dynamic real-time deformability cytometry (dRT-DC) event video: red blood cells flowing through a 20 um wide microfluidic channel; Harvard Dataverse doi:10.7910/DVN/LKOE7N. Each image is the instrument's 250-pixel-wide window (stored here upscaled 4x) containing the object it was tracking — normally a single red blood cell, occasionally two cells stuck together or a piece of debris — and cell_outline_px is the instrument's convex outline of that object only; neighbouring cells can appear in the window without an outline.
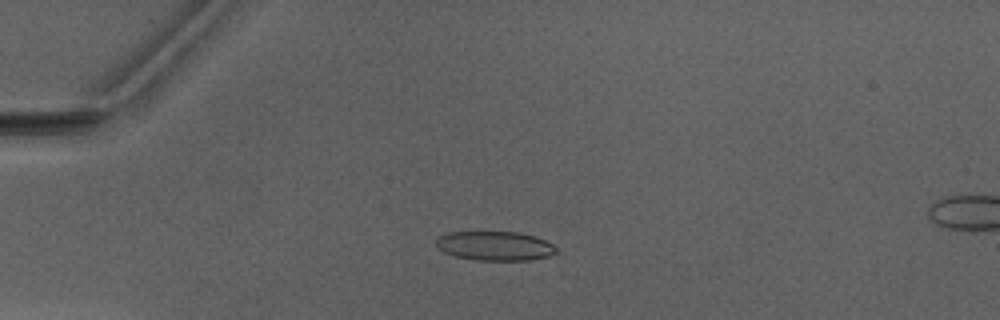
{"species": "Egyptian fruit bat (a non-hibernating species)", "species_latin": "Rousettus aegyptiacus", "temperature_condition": "warm", "stored_images_in_passage": 6, "camera_frame_rate_fps": 3000, "um_per_image_px": 0.085, "animal": {"sex": "male"}, "frame": {"image": 1, "passage_image": 3, "time_ms": 2.0, "image_size_px": [1000, 320], "cell_outline_px": [[556, 252], [548, 256], [532, 260], [476, 260], [456, 256], [444, 252], [436, 248], [436, 240], [440, 236], [448, 232], [516, 232], [532, 236], [544, 240], [552, 244], [556, 248]], "centroid_in_image_um": [42.03, 20.9], "position_along_channel_um": 43.0, "area_um2": 20.29}}
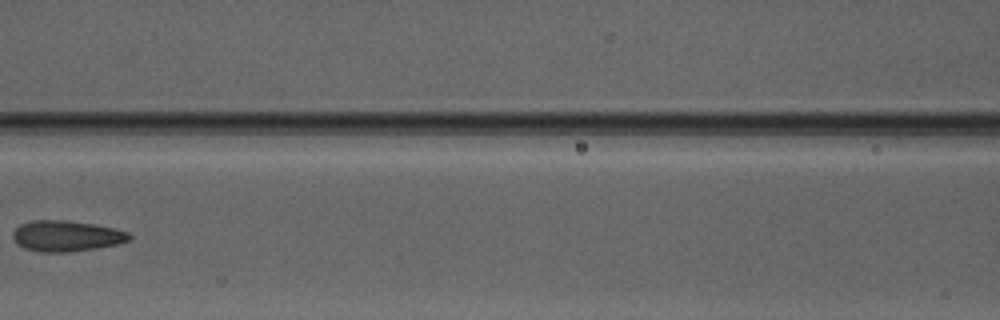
{"frame": {"image": 2, "passage_image": 6, "time_ms": 5.667, "image_size_px": [1000, 320], "cell_outline_px": [[132, 236], [128, 240], [116, 244], [96, 248], [68, 252], [44, 252], [24, 248], [16, 244], [12, 236], [12, 232], [20, 224], [32, 220], [64, 220], [92, 224], [112, 228], [128, 232]], "centroid_in_image_um": [5.59, 20.06], "position_along_channel_um": 161.0, "area_um2": 20.75}}